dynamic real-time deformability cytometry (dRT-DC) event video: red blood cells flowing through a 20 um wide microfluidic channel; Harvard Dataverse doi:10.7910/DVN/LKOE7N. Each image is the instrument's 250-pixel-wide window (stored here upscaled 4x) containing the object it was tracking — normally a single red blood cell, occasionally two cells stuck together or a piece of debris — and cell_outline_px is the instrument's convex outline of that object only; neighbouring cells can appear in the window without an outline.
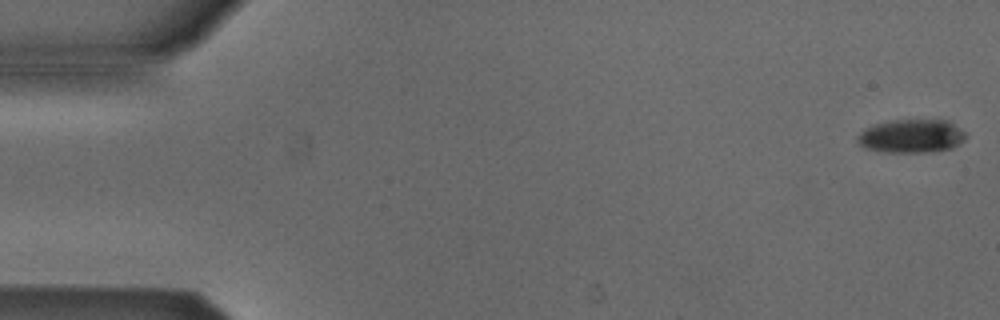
{"species": "Egyptian fruit bat (a non-hibernating species)", "species_latin": "Rousettus aegyptiacus", "temperature_condition": "cold", "stored_images_in_passage": 15, "camera_frame_rate_fps": 3000, "um_per_image_px": 0.085, "animal": {"sex": "male"}, "frame": {"image": 1, "passage_image": 1, "time_ms": 0.0, "image_size_px": [1000, 320], "cell_outline_px": [[964, 140], [952, 148], [932, 152], [884, 152], [864, 148], [856, 140], [868, 128], [880, 124], [896, 120], [948, 120], [964, 132]], "centroid_in_image_um": [77.52, 11.59], "position_along_channel_um": 7.5, "area_um2": 20.58}}
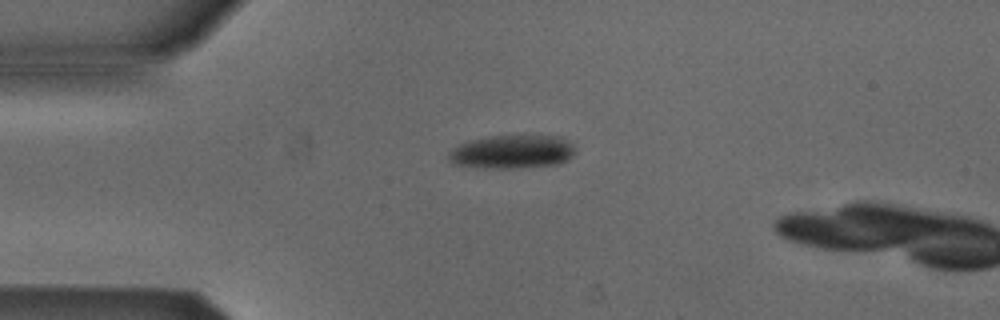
{"frame": {"image": 2, "passage_image": 13, "time_ms": 4.0, "image_size_px": [1000, 320], "cell_outline_px": [[576, 152], [568, 160], [560, 164], [516, 168], [480, 168], [452, 164], [448, 160], [448, 152], [460, 144], [492, 136], [560, 136], [572, 144]], "centroid_in_image_um": [43.55, 12.93], "position_along_channel_um": 41.5, "area_um2": 24.68}}